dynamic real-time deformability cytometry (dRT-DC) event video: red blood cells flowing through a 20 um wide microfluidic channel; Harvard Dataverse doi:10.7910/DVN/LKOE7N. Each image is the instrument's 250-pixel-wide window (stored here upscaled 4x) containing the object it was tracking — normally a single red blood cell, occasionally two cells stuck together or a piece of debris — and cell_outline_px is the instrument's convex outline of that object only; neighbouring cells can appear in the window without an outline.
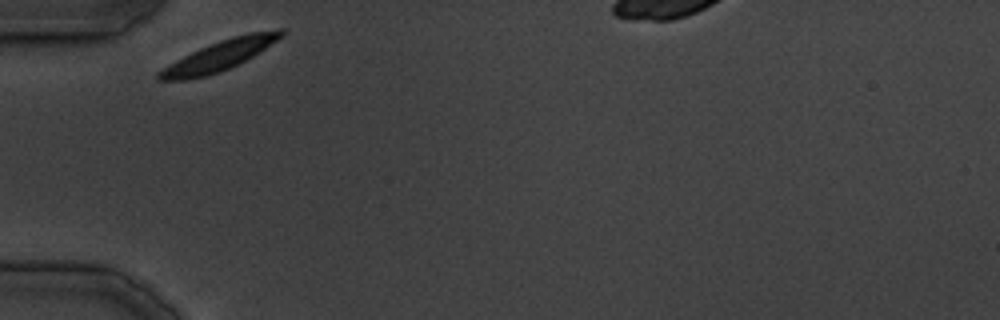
{"species": "common noctule bat (a hibernating species)", "species_latin": "Nyctalus noctula", "temperature_condition": "cold", "stored_images_in_passage": 10, "camera_frame_rate_fps": 3000, "um_per_image_px": 0.085, "animal": {"sex": "male", "body_mass_g": 19.5, "forearm_length_mm": 54.6}, "frame": {"image": 1, "passage_image": 1, "time_ms": 0.0, "image_size_px": [1000, 320], "cell_outline_px": [[284, 32], [276, 40], [252, 56], [220, 72], [208, 76], [184, 80], [156, 80], [156, 72], [168, 64], [200, 48], [220, 40], [232, 36], [248, 32], [280, 28], [284, 28]], "centroid_in_image_um": [18.59, 4.73], "position_along_channel_um": 66.4, "area_um2": 21.15}}
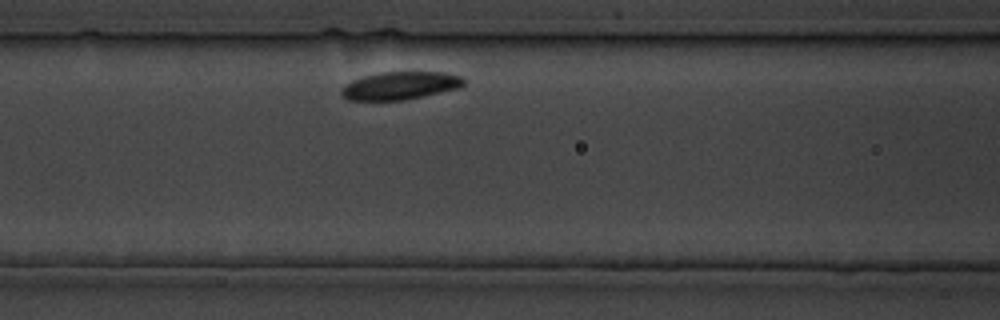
{"frame": {"image": 2, "passage_image": 5, "time_ms": 5.667, "image_size_px": [1000, 320], "cell_outline_px": [[464, 84], [460, 88], [424, 96], [404, 100], [348, 100], [340, 96], [340, 88], [344, 84], [352, 80], [364, 76], [380, 72], [444, 72], [460, 76], [464, 80]], "centroid_in_image_um": [33.97, 7.28], "position_along_channel_um": 132.6, "area_um2": 20.06}}